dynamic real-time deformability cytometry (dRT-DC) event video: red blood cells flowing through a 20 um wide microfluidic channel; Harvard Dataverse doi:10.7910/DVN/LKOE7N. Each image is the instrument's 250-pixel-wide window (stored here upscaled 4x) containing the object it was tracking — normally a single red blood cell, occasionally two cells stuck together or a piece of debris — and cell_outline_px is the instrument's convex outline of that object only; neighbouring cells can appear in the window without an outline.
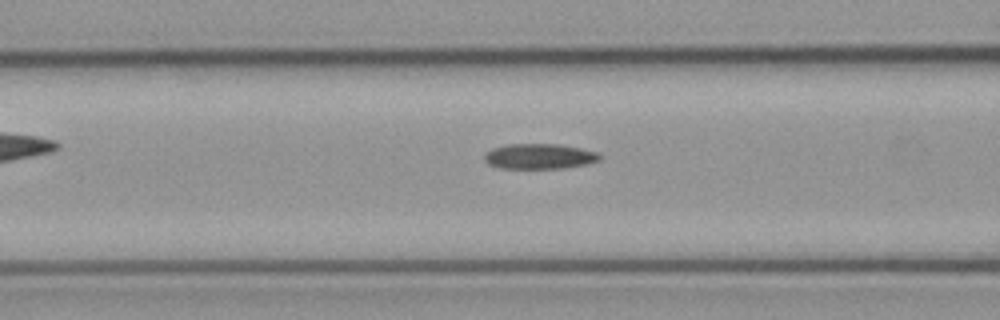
{"species": "common noctule bat (a hibernating species)", "species_latin": "Nyctalus noctula", "temperature_condition": "cold", "stored_images_in_passage": 7, "segment_of_instrument_passage": [2, 2], "camera_frame_rate_fps": 3000, "um_per_image_px": 0.085, "animal": {"sex": "male", "body_mass_g": 23.1, "forearm_length_mm": 52.7}, "frame": {"image": 1, "passage_image": 7, "time_ms": 7.0, "image_size_px": [1000, 320], "cell_outline_px": [[600, 160], [584, 164], [560, 168], [500, 168], [488, 164], [484, 160], [484, 156], [492, 148], [508, 144], [560, 144], [580, 148], [596, 152], [600, 156]], "centroid_in_image_um": [45.81, 13.28], "position_along_channel_um": 120.8, "area_um2": 16.76}}